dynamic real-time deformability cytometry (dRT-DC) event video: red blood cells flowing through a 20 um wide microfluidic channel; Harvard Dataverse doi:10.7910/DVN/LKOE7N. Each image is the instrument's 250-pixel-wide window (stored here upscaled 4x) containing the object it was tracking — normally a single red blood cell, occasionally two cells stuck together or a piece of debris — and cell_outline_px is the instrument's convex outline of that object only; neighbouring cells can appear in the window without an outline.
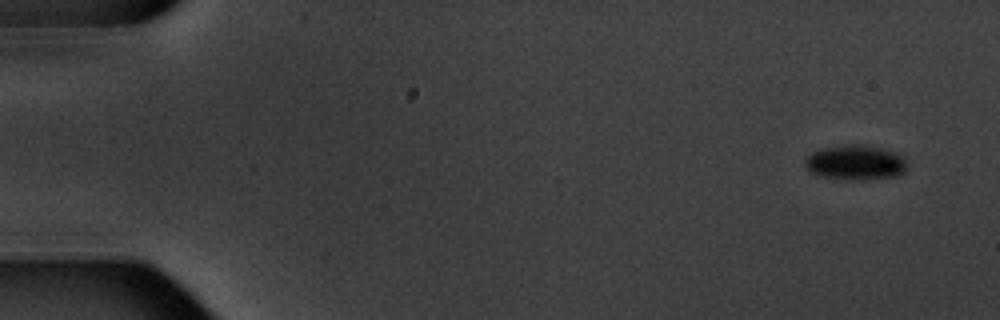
{"species": "common noctule bat (a hibernating species)", "species_latin": "Nyctalus noctula", "temperature_condition": "warm", "stored_images_in_passage": 6, "segment_of_instrument_passage": [2, 2], "camera_frame_rate_fps": 3000, "um_per_image_px": 0.085, "animal": {"sex": "male", "body_mass_g": 20.1, "forearm_length_mm": 53.5}, "frame": {"image": 1, "passage_image": 6, "time_ms": 6.667, "image_size_px": [1000, 320], "cell_outline_px": [[908, 164], [904, 172], [896, 176], [860, 180], [820, 176], [808, 172], [804, 168], [804, 160], [812, 152], [820, 148], [844, 144], [864, 144], [896, 152], [904, 156]], "centroid_in_image_um": [72.69, 13.8], "position_along_channel_um": 12.3, "area_um2": 21.1}}